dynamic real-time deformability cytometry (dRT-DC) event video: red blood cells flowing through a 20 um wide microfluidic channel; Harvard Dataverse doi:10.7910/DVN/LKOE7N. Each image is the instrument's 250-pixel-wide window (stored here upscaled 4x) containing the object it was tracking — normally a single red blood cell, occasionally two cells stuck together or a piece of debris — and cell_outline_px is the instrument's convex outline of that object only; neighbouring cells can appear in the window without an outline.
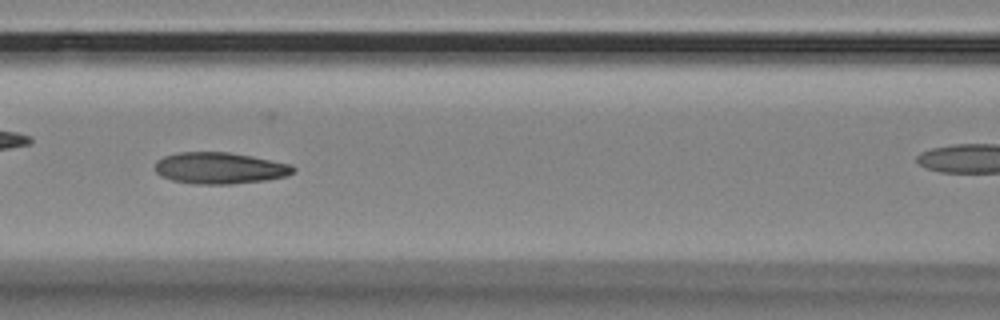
{"species": "Egyptian fruit bat (a non-hibernating species)", "species_latin": "Rousettus aegyptiacus", "temperature_condition": "room temperature", "stored_images_in_passage": 39, "camera_frame_rate_fps": 3000, "um_per_image_px": 0.085, "animal": {"sex": "female"}, "frame": {"image": 1, "passage_image": 17, "time_ms": 5.333, "image_size_px": [1000, 320], "cell_outline_px": [[296, 172], [288, 176], [268, 180], [232, 184], [196, 184], [172, 180], [160, 176], [156, 172], [156, 160], [164, 156], [180, 152], [228, 152], [252, 156], [292, 164], [296, 168]], "centroid_in_image_um": [18.73, 14.29], "position_along_channel_um": 147.9, "area_um2": 25.61}}
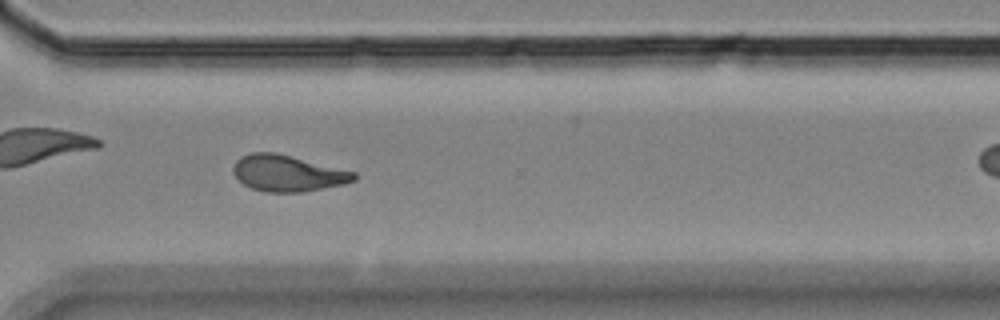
{"frame": {"image": 2, "passage_image": 34, "time_ms": 11.0, "image_size_px": [1000, 320], "cell_outline_px": [[356, 180], [344, 184], [300, 192], [264, 192], [252, 188], [244, 184], [232, 172], [232, 168], [236, 160], [240, 156], [252, 152], [276, 152], [356, 172]], "centroid_in_image_um": [24.43, 14.72], "position_along_channel_um": 346.2, "area_um2": 25.49}}